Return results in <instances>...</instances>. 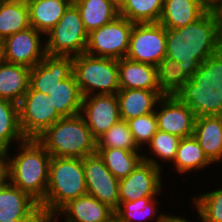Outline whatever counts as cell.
Masks as SVG:
<instances>
[{"label":"cell","mask_w":222,"mask_h":222,"mask_svg":"<svg viewBox=\"0 0 222 222\" xmlns=\"http://www.w3.org/2000/svg\"><path fill=\"white\" fill-rule=\"evenodd\" d=\"M221 49L222 42L209 10L194 23L166 29V57L178 61L189 78L204 60Z\"/></svg>","instance_id":"6da1fadb"},{"label":"cell","mask_w":222,"mask_h":222,"mask_svg":"<svg viewBox=\"0 0 222 222\" xmlns=\"http://www.w3.org/2000/svg\"><path fill=\"white\" fill-rule=\"evenodd\" d=\"M17 150L14 156L4 152L7 180L40 204L46 195L51 155L36 139H25Z\"/></svg>","instance_id":"7a4b0ae2"},{"label":"cell","mask_w":222,"mask_h":222,"mask_svg":"<svg viewBox=\"0 0 222 222\" xmlns=\"http://www.w3.org/2000/svg\"><path fill=\"white\" fill-rule=\"evenodd\" d=\"M175 96L196 117L222 115V49L204 60Z\"/></svg>","instance_id":"3957f363"},{"label":"cell","mask_w":222,"mask_h":222,"mask_svg":"<svg viewBox=\"0 0 222 222\" xmlns=\"http://www.w3.org/2000/svg\"><path fill=\"white\" fill-rule=\"evenodd\" d=\"M87 194L83 159L51 157L45 199L40 210L52 218L69 201Z\"/></svg>","instance_id":"277c9868"},{"label":"cell","mask_w":222,"mask_h":222,"mask_svg":"<svg viewBox=\"0 0 222 222\" xmlns=\"http://www.w3.org/2000/svg\"><path fill=\"white\" fill-rule=\"evenodd\" d=\"M36 140L51 157L83 159L97 152V140L81 114L60 118Z\"/></svg>","instance_id":"5b68a950"},{"label":"cell","mask_w":222,"mask_h":222,"mask_svg":"<svg viewBox=\"0 0 222 222\" xmlns=\"http://www.w3.org/2000/svg\"><path fill=\"white\" fill-rule=\"evenodd\" d=\"M73 74L83 97L120 90L118 60L82 53L73 56Z\"/></svg>","instance_id":"8992f818"},{"label":"cell","mask_w":222,"mask_h":222,"mask_svg":"<svg viewBox=\"0 0 222 222\" xmlns=\"http://www.w3.org/2000/svg\"><path fill=\"white\" fill-rule=\"evenodd\" d=\"M45 37V52L48 55L76 56L85 53L88 33L73 3Z\"/></svg>","instance_id":"52a82bcc"},{"label":"cell","mask_w":222,"mask_h":222,"mask_svg":"<svg viewBox=\"0 0 222 222\" xmlns=\"http://www.w3.org/2000/svg\"><path fill=\"white\" fill-rule=\"evenodd\" d=\"M133 25L127 18L118 16L110 23L91 31L85 53L115 60L126 57Z\"/></svg>","instance_id":"ba28073f"},{"label":"cell","mask_w":222,"mask_h":222,"mask_svg":"<svg viewBox=\"0 0 222 222\" xmlns=\"http://www.w3.org/2000/svg\"><path fill=\"white\" fill-rule=\"evenodd\" d=\"M21 131L26 139H36L62 116L47 94L31 86L18 103Z\"/></svg>","instance_id":"9c48e42d"},{"label":"cell","mask_w":222,"mask_h":222,"mask_svg":"<svg viewBox=\"0 0 222 222\" xmlns=\"http://www.w3.org/2000/svg\"><path fill=\"white\" fill-rule=\"evenodd\" d=\"M166 57V28L159 22L136 23L126 58L156 66Z\"/></svg>","instance_id":"30bf717a"},{"label":"cell","mask_w":222,"mask_h":222,"mask_svg":"<svg viewBox=\"0 0 222 222\" xmlns=\"http://www.w3.org/2000/svg\"><path fill=\"white\" fill-rule=\"evenodd\" d=\"M143 155V161L125 178L119 179L120 202L156 197L162 190V168L156 158Z\"/></svg>","instance_id":"8fae6325"},{"label":"cell","mask_w":222,"mask_h":222,"mask_svg":"<svg viewBox=\"0 0 222 222\" xmlns=\"http://www.w3.org/2000/svg\"><path fill=\"white\" fill-rule=\"evenodd\" d=\"M41 32L29 27L14 33L0 42V58L8 63L19 64L30 69L42 62L45 52V38Z\"/></svg>","instance_id":"7c38bea8"},{"label":"cell","mask_w":222,"mask_h":222,"mask_svg":"<svg viewBox=\"0 0 222 222\" xmlns=\"http://www.w3.org/2000/svg\"><path fill=\"white\" fill-rule=\"evenodd\" d=\"M83 167L87 194L115 211L120 205L119 179L106 168L97 152L83 158Z\"/></svg>","instance_id":"4fadbf2b"},{"label":"cell","mask_w":222,"mask_h":222,"mask_svg":"<svg viewBox=\"0 0 222 222\" xmlns=\"http://www.w3.org/2000/svg\"><path fill=\"white\" fill-rule=\"evenodd\" d=\"M156 107L158 130L180 138L193 136L196 115L175 95L163 96ZM160 108V109H159Z\"/></svg>","instance_id":"5bb4252c"},{"label":"cell","mask_w":222,"mask_h":222,"mask_svg":"<svg viewBox=\"0 0 222 222\" xmlns=\"http://www.w3.org/2000/svg\"><path fill=\"white\" fill-rule=\"evenodd\" d=\"M80 114L97 140L110 127L121 120L116 94L89 95L83 97Z\"/></svg>","instance_id":"9a60e30c"},{"label":"cell","mask_w":222,"mask_h":222,"mask_svg":"<svg viewBox=\"0 0 222 222\" xmlns=\"http://www.w3.org/2000/svg\"><path fill=\"white\" fill-rule=\"evenodd\" d=\"M73 74V56L46 54L42 62L31 68L30 86L49 94L62 80Z\"/></svg>","instance_id":"2e32d148"},{"label":"cell","mask_w":222,"mask_h":222,"mask_svg":"<svg viewBox=\"0 0 222 222\" xmlns=\"http://www.w3.org/2000/svg\"><path fill=\"white\" fill-rule=\"evenodd\" d=\"M40 211L35 199L7 179L0 185V222L33 219Z\"/></svg>","instance_id":"e0dca14e"},{"label":"cell","mask_w":222,"mask_h":222,"mask_svg":"<svg viewBox=\"0 0 222 222\" xmlns=\"http://www.w3.org/2000/svg\"><path fill=\"white\" fill-rule=\"evenodd\" d=\"M60 216H65L64 222H108L114 217V210L85 194L64 205L52 218L53 221L58 222Z\"/></svg>","instance_id":"ac0fdd59"},{"label":"cell","mask_w":222,"mask_h":222,"mask_svg":"<svg viewBox=\"0 0 222 222\" xmlns=\"http://www.w3.org/2000/svg\"><path fill=\"white\" fill-rule=\"evenodd\" d=\"M208 10L203 0H164L159 23L166 29H178L194 23Z\"/></svg>","instance_id":"d6986e66"},{"label":"cell","mask_w":222,"mask_h":222,"mask_svg":"<svg viewBox=\"0 0 222 222\" xmlns=\"http://www.w3.org/2000/svg\"><path fill=\"white\" fill-rule=\"evenodd\" d=\"M193 136L211 163H221L222 115L196 117Z\"/></svg>","instance_id":"ffe728a7"},{"label":"cell","mask_w":222,"mask_h":222,"mask_svg":"<svg viewBox=\"0 0 222 222\" xmlns=\"http://www.w3.org/2000/svg\"><path fill=\"white\" fill-rule=\"evenodd\" d=\"M121 120H130L155 112L164 96L159 90L120 89L117 93Z\"/></svg>","instance_id":"44dd1931"},{"label":"cell","mask_w":222,"mask_h":222,"mask_svg":"<svg viewBox=\"0 0 222 222\" xmlns=\"http://www.w3.org/2000/svg\"><path fill=\"white\" fill-rule=\"evenodd\" d=\"M120 89L159 90L156 66L126 57L118 60Z\"/></svg>","instance_id":"7402d4cb"},{"label":"cell","mask_w":222,"mask_h":222,"mask_svg":"<svg viewBox=\"0 0 222 222\" xmlns=\"http://www.w3.org/2000/svg\"><path fill=\"white\" fill-rule=\"evenodd\" d=\"M29 67L0 58V98L18 104L30 87Z\"/></svg>","instance_id":"603a6c76"},{"label":"cell","mask_w":222,"mask_h":222,"mask_svg":"<svg viewBox=\"0 0 222 222\" xmlns=\"http://www.w3.org/2000/svg\"><path fill=\"white\" fill-rule=\"evenodd\" d=\"M30 26L46 35L73 3L71 0H26Z\"/></svg>","instance_id":"cb8c5ba5"},{"label":"cell","mask_w":222,"mask_h":222,"mask_svg":"<svg viewBox=\"0 0 222 222\" xmlns=\"http://www.w3.org/2000/svg\"><path fill=\"white\" fill-rule=\"evenodd\" d=\"M73 4L79 10L88 34L120 16L119 10L109 0H75Z\"/></svg>","instance_id":"d4e9b609"},{"label":"cell","mask_w":222,"mask_h":222,"mask_svg":"<svg viewBox=\"0 0 222 222\" xmlns=\"http://www.w3.org/2000/svg\"><path fill=\"white\" fill-rule=\"evenodd\" d=\"M48 96L62 117H71L80 114L83 95L74 74L58 83Z\"/></svg>","instance_id":"484cf974"},{"label":"cell","mask_w":222,"mask_h":222,"mask_svg":"<svg viewBox=\"0 0 222 222\" xmlns=\"http://www.w3.org/2000/svg\"><path fill=\"white\" fill-rule=\"evenodd\" d=\"M29 27H31L29 9L25 0H2L0 2V42Z\"/></svg>","instance_id":"4316f807"},{"label":"cell","mask_w":222,"mask_h":222,"mask_svg":"<svg viewBox=\"0 0 222 222\" xmlns=\"http://www.w3.org/2000/svg\"><path fill=\"white\" fill-rule=\"evenodd\" d=\"M18 104L0 98V152L9 151L11 144L23 142Z\"/></svg>","instance_id":"83f0119b"},{"label":"cell","mask_w":222,"mask_h":222,"mask_svg":"<svg viewBox=\"0 0 222 222\" xmlns=\"http://www.w3.org/2000/svg\"><path fill=\"white\" fill-rule=\"evenodd\" d=\"M140 151H129L120 148H97L106 168L117 178L127 177L142 161Z\"/></svg>","instance_id":"f1b7e54d"},{"label":"cell","mask_w":222,"mask_h":222,"mask_svg":"<svg viewBox=\"0 0 222 222\" xmlns=\"http://www.w3.org/2000/svg\"><path fill=\"white\" fill-rule=\"evenodd\" d=\"M209 164L212 163L204 155L203 149L194 136L180 139L176 157L172 164L178 173L199 171L208 167Z\"/></svg>","instance_id":"f546056e"},{"label":"cell","mask_w":222,"mask_h":222,"mask_svg":"<svg viewBox=\"0 0 222 222\" xmlns=\"http://www.w3.org/2000/svg\"><path fill=\"white\" fill-rule=\"evenodd\" d=\"M157 201L156 197H142L136 201L120 202L119 207L114 211V216L118 222H135L136 220L141 222L143 219L144 221L155 219L154 221L161 222L165 213L156 214Z\"/></svg>","instance_id":"4dcf8cb0"},{"label":"cell","mask_w":222,"mask_h":222,"mask_svg":"<svg viewBox=\"0 0 222 222\" xmlns=\"http://www.w3.org/2000/svg\"><path fill=\"white\" fill-rule=\"evenodd\" d=\"M159 91L164 96L176 95L190 78L183 71L180 63L170 58H163L156 65Z\"/></svg>","instance_id":"1f68e13d"},{"label":"cell","mask_w":222,"mask_h":222,"mask_svg":"<svg viewBox=\"0 0 222 222\" xmlns=\"http://www.w3.org/2000/svg\"><path fill=\"white\" fill-rule=\"evenodd\" d=\"M164 0H126L119 15L132 23L159 22Z\"/></svg>","instance_id":"d6a6232c"},{"label":"cell","mask_w":222,"mask_h":222,"mask_svg":"<svg viewBox=\"0 0 222 222\" xmlns=\"http://www.w3.org/2000/svg\"><path fill=\"white\" fill-rule=\"evenodd\" d=\"M97 148H120L140 151L126 120H120L97 139Z\"/></svg>","instance_id":"836d02e7"},{"label":"cell","mask_w":222,"mask_h":222,"mask_svg":"<svg viewBox=\"0 0 222 222\" xmlns=\"http://www.w3.org/2000/svg\"><path fill=\"white\" fill-rule=\"evenodd\" d=\"M201 222H222V188L194 196Z\"/></svg>","instance_id":"e575fe53"},{"label":"cell","mask_w":222,"mask_h":222,"mask_svg":"<svg viewBox=\"0 0 222 222\" xmlns=\"http://www.w3.org/2000/svg\"><path fill=\"white\" fill-rule=\"evenodd\" d=\"M180 139V137L170 133L157 130L153 135L151 142L148 144L150 149L148 153L150 155L153 153L152 155L159 158V161L164 160L163 163H166L165 161L173 163Z\"/></svg>","instance_id":"d590c367"},{"label":"cell","mask_w":222,"mask_h":222,"mask_svg":"<svg viewBox=\"0 0 222 222\" xmlns=\"http://www.w3.org/2000/svg\"><path fill=\"white\" fill-rule=\"evenodd\" d=\"M129 129L137 146L141 149L148 145L158 130L155 112L127 120Z\"/></svg>","instance_id":"8d00e7d4"},{"label":"cell","mask_w":222,"mask_h":222,"mask_svg":"<svg viewBox=\"0 0 222 222\" xmlns=\"http://www.w3.org/2000/svg\"><path fill=\"white\" fill-rule=\"evenodd\" d=\"M209 11L212 13L217 33L222 42V0H215L209 5Z\"/></svg>","instance_id":"74e56055"},{"label":"cell","mask_w":222,"mask_h":222,"mask_svg":"<svg viewBox=\"0 0 222 222\" xmlns=\"http://www.w3.org/2000/svg\"><path fill=\"white\" fill-rule=\"evenodd\" d=\"M7 179L6 176V157L4 152H0V185Z\"/></svg>","instance_id":"f35d334b"},{"label":"cell","mask_w":222,"mask_h":222,"mask_svg":"<svg viewBox=\"0 0 222 222\" xmlns=\"http://www.w3.org/2000/svg\"><path fill=\"white\" fill-rule=\"evenodd\" d=\"M161 222H190L189 220H187V218H184L183 216H174V215H167L164 214L162 221Z\"/></svg>","instance_id":"ab89813d"},{"label":"cell","mask_w":222,"mask_h":222,"mask_svg":"<svg viewBox=\"0 0 222 222\" xmlns=\"http://www.w3.org/2000/svg\"><path fill=\"white\" fill-rule=\"evenodd\" d=\"M51 216L47 215L45 212L40 211L32 220L29 222H52Z\"/></svg>","instance_id":"60d3db41"},{"label":"cell","mask_w":222,"mask_h":222,"mask_svg":"<svg viewBox=\"0 0 222 222\" xmlns=\"http://www.w3.org/2000/svg\"><path fill=\"white\" fill-rule=\"evenodd\" d=\"M118 10L125 4L126 0H109Z\"/></svg>","instance_id":"b9f144b4"},{"label":"cell","mask_w":222,"mask_h":222,"mask_svg":"<svg viewBox=\"0 0 222 222\" xmlns=\"http://www.w3.org/2000/svg\"><path fill=\"white\" fill-rule=\"evenodd\" d=\"M32 219H13V222H29Z\"/></svg>","instance_id":"7bdbcfd3"},{"label":"cell","mask_w":222,"mask_h":222,"mask_svg":"<svg viewBox=\"0 0 222 222\" xmlns=\"http://www.w3.org/2000/svg\"><path fill=\"white\" fill-rule=\"evenodd\" d=\"M208 6L215 0H203Z\"/></svg>","instance_id":"ee69618b"},{"label":"cell","mask_w":222,"mask_h":222,"mask_svg":"<svg viewBox=\"0 0 222 222\" xmlns=\"http://www.w3.org/2000/svg\"><path fill=\"white\" fill-rule=\"evenodd\" d=\"M108 222H118L117 218L114 216L111 220H109Z\"/></svg>","instance_id":"f6af8a7d"}]
</instances>
